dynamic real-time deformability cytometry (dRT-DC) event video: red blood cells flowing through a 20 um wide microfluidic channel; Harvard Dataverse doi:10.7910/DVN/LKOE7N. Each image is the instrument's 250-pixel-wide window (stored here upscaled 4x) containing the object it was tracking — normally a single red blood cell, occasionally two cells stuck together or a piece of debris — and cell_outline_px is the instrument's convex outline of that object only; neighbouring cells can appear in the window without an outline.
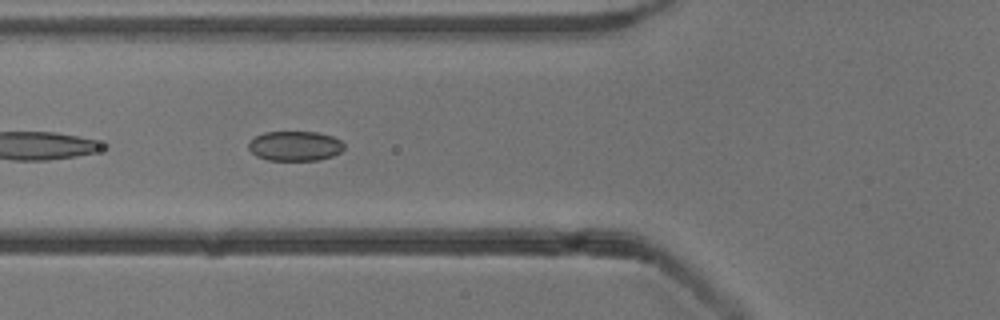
{"species": "common noctule bat (a hibernating species)", "species_latin": "Nyctalus noctula", "temperature_condition": "cold", "stored_images_in_passage": 23, "camera_frame_rate_fps": 3000, "um_per_image_px": 0.085, "animal": {"sex": "male", "body_mass_g": 13.3}, "frame": {"image": 1, "passage_image": 7, "time_ms": 2.0, "image_size_px": [1000, 320], "cell_outline_px": [[344, 148], [340, 152], [332, 156], [316, 160], [268, 160], [256, 156], [248, 148], [248, 144], [256, 136], [264, 132], [316, 132], [332, 136], [340, 140], [344, 144]], "centroid_in_image_um": [25.07, 12.41], "position_along_channel_um": 100.7, "area_um2": 16.47}}
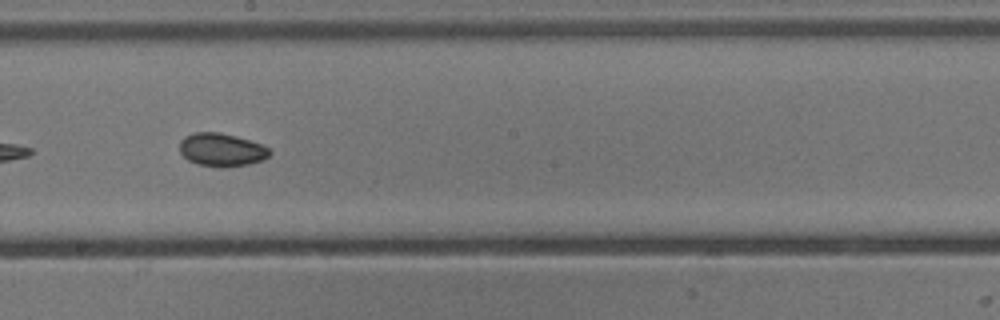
{"frame": {"image": 2, "passage_image": 17, "time_ms": 5.333, "image_size_px": [1000, 320], "cell_outline_px": [[272, 152], [264, 160], [248, 164], [224, 168], [220, 168], [196, 164], [188, 160], [180, 152], [180, 140], [184, 136], [196, 132], [220, 132], [236, 136], [260, 144], [268, 148]], "centroid_in_image_um": [18.82, 12.74], "position_along_channel_um": 229.4, "area_um2": 17.51}}
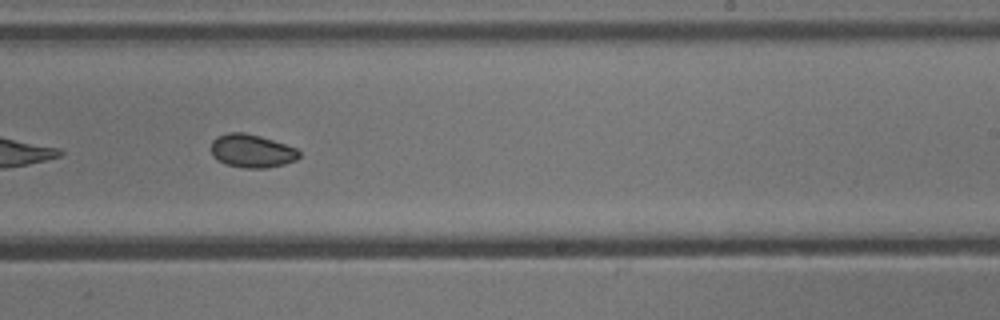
{"frame": {"image": 3, "passage_image": 20, "time_ms": 6.333, "image_size_px": [1000, 320], "cell_outline_px": [[300, 156], [296, 160], [284, 164], [264, 168], [248, 168], [228, 164], [212, 156], [212, 140], [216, 136], [228, 132], [244, 132], [260, 136], [296, 148], [300, 152]], "centroid_in_image_um": [21.41, 12.81], "position_along_channel_um": 267.6, "area_um2": 16.88}}